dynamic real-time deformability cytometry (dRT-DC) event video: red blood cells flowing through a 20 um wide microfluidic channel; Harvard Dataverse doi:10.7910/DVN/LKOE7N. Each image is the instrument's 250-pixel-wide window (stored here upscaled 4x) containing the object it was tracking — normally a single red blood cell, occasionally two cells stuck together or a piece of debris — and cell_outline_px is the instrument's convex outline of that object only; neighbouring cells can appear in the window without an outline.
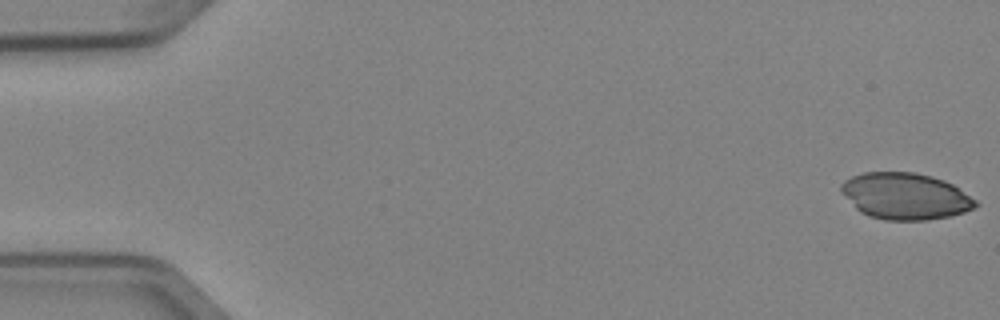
{"species": "Egyptian fruit bat (a non-hibernating species)", "species_latin": "Rousettus aegyptiacus", "temperature_condition": "cold", "stored_images_in_passage": 52, "camera_frame_rate_fps": 3000, "um_per_image_px": 0.085, "animal": {"sex": "female"}, "frame": {"image": 1, "passage_image": 1, "time_ms": 0.0, "image_size_px": [1000, 320], "cell_outline_px": [[980, 204], [976, 208], [964, 212], [948, 216], [924, 220], [884, 220], [868, 216], [860, 212], [840, 192], [840, 184], [844, 180], [852, 176], [864, 172], [916, 172], [932, 176], [944, 180], [952, 184], [976, 200]], "centroid_in_image_um": [76.93, 16.67], "position_along_channel_um": 8.1, "area_um2": 36.59}}